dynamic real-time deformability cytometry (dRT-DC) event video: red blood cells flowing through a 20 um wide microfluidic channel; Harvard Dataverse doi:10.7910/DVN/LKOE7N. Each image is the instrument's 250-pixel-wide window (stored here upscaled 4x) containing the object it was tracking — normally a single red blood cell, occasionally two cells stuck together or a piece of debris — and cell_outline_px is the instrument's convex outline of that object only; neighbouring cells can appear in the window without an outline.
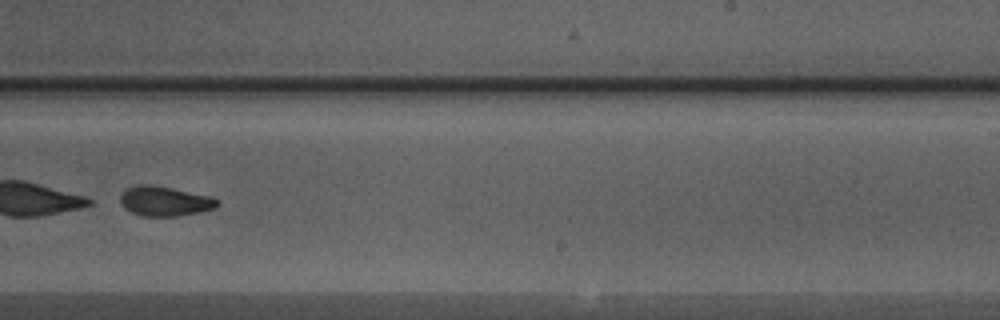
{"species": "Egyptian fruit bat (a non-hibernating species)", "species_latin": "Rousettus aegyptiacus", "temperature_condition": "warm", "stored_images_in_passage": 50, "segment_of_instrument_passage": [2, 2], "camera_frame_rate_fps": 3000, "um_per_image_px": 0.085, "animal": {"sex": "male"}, "frame": {"image": 1, "passage_image": 31, "time_ms": 10.0, "image_size_px": [1000, 320], "cell_outline_px": [[220, 204], [216, 208], [200, 212], [176, 216], [144, 216], [132, 212], [124, 208], [120, 204], [120, 196], [124, 188], [136, 184], [152, 184], [212, 196], [220, 200]], "centroid_in_image_um": [14.0, 17.08], "position_along_channel_um": 275.0, "area_um2": 17.17}}